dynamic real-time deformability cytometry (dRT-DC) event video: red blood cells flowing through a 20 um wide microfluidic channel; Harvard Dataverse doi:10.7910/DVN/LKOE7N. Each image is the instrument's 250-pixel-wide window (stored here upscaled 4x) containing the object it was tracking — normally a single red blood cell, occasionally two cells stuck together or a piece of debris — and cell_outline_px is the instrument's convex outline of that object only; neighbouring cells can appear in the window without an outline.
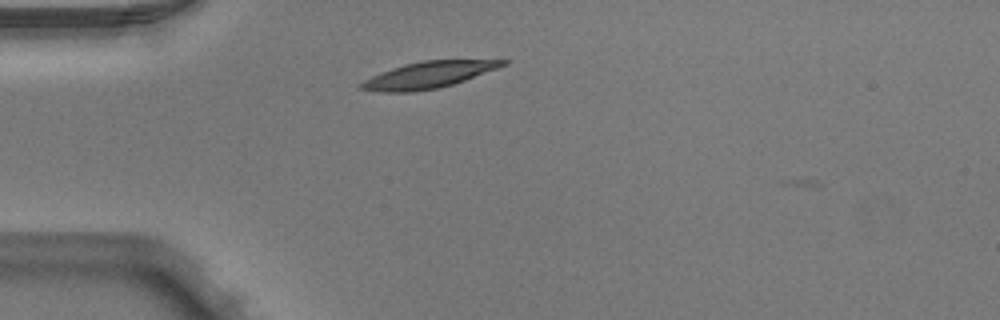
{"species": "Egyptian fruit bat (a non-hibernating species)", "species_latin": "Rousettus aegyptiacus", "temperature_condition": "warm", "stored_images_in_passage": 2, "camera_frame_rate_fps": 3000, "um_per_image_px": 0.085, "animal": {"sex": "male"}, "frame": {"image": 1, "passage_image": 1, "time_ms": 0.0, "image_size_px": [1000, 320], "cell_outline_px": [[508, 64], [464, 80], [452, 84], [436, 88], [412, 92], [380, 92], [360, 88], [356, 84], [372, 76], [392, 68], [404, 64], [424, 60], [508, 60]], "centroid_in_image_um": [36.37, 6.37], "position_along_channel_um": 48.6, "area_um2": 21.56}}